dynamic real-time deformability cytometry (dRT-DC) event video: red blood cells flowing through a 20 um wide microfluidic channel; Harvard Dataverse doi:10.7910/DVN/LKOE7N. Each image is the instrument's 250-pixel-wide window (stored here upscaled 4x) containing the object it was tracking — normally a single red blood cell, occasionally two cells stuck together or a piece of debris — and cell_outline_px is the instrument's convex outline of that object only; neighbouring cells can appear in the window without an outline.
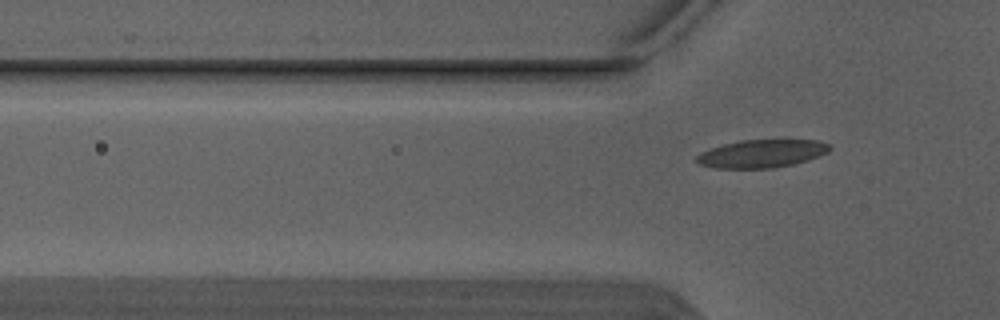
{"species": "Egyptian fruit bat (a non-hibernating species)", "species_latin": "Rousettus aegyptiacus", "temperature_condition": "warm", "stored_images_in_passage": 7, "segment_of_instrument_passage": [2, 2], "camera_frame_rate_fps": 3000, "um_per_image_px": 0.085, "animal": {"sex": "male"}, "frame": {"image": 1, "passage_image": 7, "time_ms": 2.0, "image_size_px": [1000, 320], "cell_outline_px": [[832, 148], [828, 152], [820, 156], [808, 160], [792, 164], [772, 168], [712, 168], [700, 164], [696, 160], [696, 156], [700, 152], [724, 144], [740, 140], [820, 140], [828, 144]], "centroid_in_image_um": [64.76, 13.06], "position_along_channel_um": 61.0, "area_um2": 21.68}}